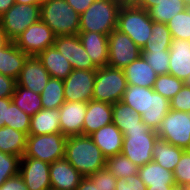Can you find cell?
<instances>
[{
	"instance_id": "cell-23",
	"label": "cell",
	"mask_w": 190,
	"mask_h": 190,
	"mask_svg": "<svg viewBox=\"0 0 190 190\" xmlns=\"http://www.w3.org/2000/svg\"><path fill=\"white\" fill-rule=\"evenodd\" d=\"M127 84L153 88L157 74L141 55L124 69Z\"/></svg>"
},
{
	"instance_id": "cell-53",
	"label": "cell",
	"mask_w": 190,
	"mask_h": 190,
	"mask_svg": "<svg viewBox=\"0 0 190 190\" xmlns=\"http://www.w3.org/2000/svg\"><path fill=\"white\" fill-rule=\"evenodd\" d=\"M9 42L10 40L7 38L5 32L0 26V50L3 49Z\"/></svg>"
},
{
	"instance_id": "cell-45",
	"label": "cell",
	"mask_w": 190,
	"mask_h": 190,
	"mask_svg": "<svg viewBox=\"0 0 190 190\" xmlns=\"http://www.w3.org/2000/svg\"><path fill=\"white\" fill-rule=\"evenodd\" d=\"M115 190H147V187L139 174H134L126 178H118Z\"/></svg>"
},
{
	"instance_id": "cell-56",
	"label": "cell",
	"mask_w": 190,
	"mask_h": 190,
	"mask_svg": "<svg viewBox=\"0 0 190 190\" xmlns=\"http://www.w3.org/2000/svg\"><path fill=\"white\" fill-rule=\"evenodd\" d=\"M122 5H133L136 4L139 0H118Z\"/></svg>"
},
{
	"instance_id": "cell-32",
	"label": "cell",
	"mask_w": 190,
	"mask_h": 190,
	"mask_svg": "<svg viewBox=\"0 0 190 190\" xmlns=\"http://www.w3.org/2000/svg\"><path fill=\"white\" fill-rule=\"evenodd\" d=\"M186 8L185 0H163L147 11L153 22L167 23L177 13L186 10Z\"/></svg>"
},
{
	"instance_id": "cell-42",
	"label": "cell",
	"mask_w": 190,
	"mask_h": 190,
	"mask_svg": "<svg viewBox=\"0 0 190 190\" xmlns=\"http://www.w3.org/2000/svg\"><path fill=\"white\" fill-rule=\"evenodd\" d=\"M176 185L188 186L190 184V152L184 150L173 172Z\"/></svg>"
},
{
	"instance_id": "cell-36",
	"label": "cell",
	"mask_w": 190,
	"mask_h": 190,
	"mask_svg": "<svg viewBox=\"0 0 190 190\" xmlns=\"http://www.w3.org/2000/svg\"><path fill=\"white\" fill-rule=\"evenodd\" d=\"M141 53L157 75L169 74V49H141Z\"/></svg>"
},
{
	"instance_id": "cell-34",
	"label": "cell",
	"mask_w": 190,
	"mask_h": 190,
	"mask_svg": "<svg viewBox=\"0 0 190 190\" xmlns=\"http://www.w3.org/2000/svg\"><path fill=\"white\" fill-rule=\"evenodd\" d=\"M121 101L134 109L137 114L142 115L148 111L149 87L144 88L127 84Z\"/></svg>"
},
{
	"instance_id": "cell-55",
	"label": "cell",
	"mask_w": 190,
	"mask_h": 190,
	"mask_svg": "<svg viewBox=\"0 0 190 190\" xmlns=\"http://www.w3.org/2000/svg\"><path fill=\"white\" fill-rule=\"evenodd\" d=\"M15 3L25 4V5H40L41 0H15Z\"/></svg>"
},
{
	"instance_id": "cell-40",
	"label": "cell",
	"mask_w": 190,
	"mask_h": 190,
	"mask_svg": "<svg viewBox=\"0 0 190 190\" xmlns=\"http://www.w3.org/2000/svg\"><path fill=\"white\" fill-rule=\"evenodd\" d=\"M31 116L19 109L13 102L9 104L5 126L29 135Z\"/></svg>"
},
{
	"instance_id": "cell-11",
	"label": "cell",
	"mask_w": 190,
	"mask_h": 190,
	"mask_svg": "<svg viewBox=\"0 0 190 190\" xmlns=\"http://www.w3.org/2000/svg\"><path fill=\"white\" fill-rule=\"evenodd\" d=\"M55 38L53 31L40 19L19 35L14 43L28 56H38L54 44Z\"/></svg>"
},
{
	"instance_id": "cell-44",
	"label": "cell",
	"mask_w": 190,
	"mask_h": 190,
	"mask_svg": "<svg viewBox=\"0 0 190 190\" xmlns=\"http://www.w3.org/2000/svg\"><path fill=\"white\" fill-rule=\"evenodd\" d=\"M170 109L182 112H190V87L184 86L170 100Z\"/></svg>"
},
{
	"instance_id": "cell-43",
	"label": "cell",
	"mask_w": 190,
	"mask_h": 190,
	"mask_svg": "<svg viewBox=\"0 0 190 190\" xmlns=\"http://www.w3.org/2000/svg\"><path fill=\"white\" fill-rule=\"evenodd\" d=\"M101 190H115L117 178L107 169L97 171L88 176Z\"/></svg>"
},
{
	"instance_id": "cell-13",
	"label": "cell",
	"mask_w": 190,
	"mask_h": 190,
	"mask_svg": "<svg viewBox=\"0 0 190 190\" xmlns=\"http://www.w3.org/2000/svg\"><path fill=\"white\" fill-rule=\"evenodd\" d=\"M54 47L70 62L73 69L97 70L78 35L57 36Z\"/></svg>"
},
{
	"instance_id": "cell-50",
	"label": "cell",
	"mask_w": 190,
	"mask_h": 190,
	"mask_svg": "<svg viewBox=\"0 0 190 190\" xmlns=\"http://www.w3.org/2000/svg\"><path fill=\"white\" fill-rule=\"evenodd\" d=\"M75 190H101L98 185H95L93 181L87 176L83 177L80 184Z\"/></svg>"
},
{
	"instance_id": "cell-17",
	"label": "cell",
	"mask_w": 190,
	"mask_h": 190,
	"mask_svg": "<svg viewBox=\"0 0 190 190\" xmlns=\"http://www.w3.org/2000/svg\"><path fill=\"white\" fill-rule=\"evenodd\" d=\"M51 190H75L84 177L65 158L50 164Z\"/></svg>"
},
{
	"instance_id": "cell-48",
	"label": "cell",
	"mask_w": 190,
	"mask_h": 190,
	"mask_svg": "<svg viewBox=\"0 0 190 190\" xmlns=\"http://www.w3.org/2000/svg\"><path fill=\"white\" fill-rule=\"evenodd\" d=\"M95 0H66V2L81 15Z\"/></svg>"
},
{
	"instance_id": "cell-47",
	"label": "cell",
	"mask_w": 190,
	"mask_h": 190,
	"mask_svg": "<svg viewBox=\"0 0 190 190\" xmlns=\"http://www.w3.org/2000/svg\"><path fill=\"white\" fill-rule=\"evenodd\" d=\"M0 190H28L23 178L18 174L7 179L1 186Z\"/></svg>"
},
{
	"instance_id": "cell-3",
	"label": "cell",
	"mask_w": 190,
	"mask_h": 190,
	"mask_svg": "<svg viewBox=\"0 0 190 190\" xmlns=\"http://www.w3.org/2000/svg\"><path fill=\"white\" fill-rule=\"evenodd\" d=\"M121 6L118 0H95L80 15L79 32H98L109 35L117 28L118 12Z\"/></svg>"
},
{
	"instance_id": "cell-22",
	"label": "cell",
	"mask_w": 190,
	"mask_h": 190,
	"mask_svg": "<svg viewBox=\"0 0 190 190\" xmlns=\"http://www.w3.org/2000/svg\"><path fill=\"white\" fill-rule=\"evenodd\" d=\"M28 57L13 41H10L0 50V73L17 80Z\"/></svg>"
},
{
	"instance_id": "cell-6",
	"label": "cell",
	"mask_w": 190,
	"mask_h": 190,
	"mask_svg": "<svg viewBox=\"0 0 190 190\" xmlns=\"http://www.w3.org/2000/svg\"><path fill=\"white\" fill-rule=\"evenodd\" d=\"M127 88V81L123 69L110 66L96 70L92 100L114 104L122 100Z\"/></svg>"
},
{
	"instance_id": "cell-60",
	"label": "cell",
	"mask_w": 190,
	"mask_h": 190,
	"mask_svg": "<svg viewBox=\"0 0 190 190\" xmlns=\"http://www.w3.org/2000/svg\"><path fill=\"white\" fill-rule=\"evenodd\" d=\"M186 9L188 10V12L190 13V5H186Z\"/></svg>"
},
{
	"instance_id": "cell-59",
	"label": "cell",
	"mask_w": 190,
	"mask_h": 190,
	"mask_svg": "<svg viewBox=\"0 0 190 190\" xmlns=\"http://www.w3.org/2000/svg\"><path fill=\"white\" fill-rule=\"evenodd\" d=\"M186 5H190V0H185Z\"/></svg>"
},
{
	"instance_id": "cell-52",
	"label": "cell",
	"mask_w": 190,
	"mask_h": 190,
	"mask_svg": "<svg viewBox=\"0 0 190 190\" xmlns=\"http://www.w3.org/2000/svg\"><path fill=\"white\" fill-rule=\"evenodd\" d=\"M15 4V0H0V17Z\"/></svg>"
},
{
	"instance_id": "cell-24",
	"label": "cell",
	"mask_w": 190,
	"mask_h": 190,
	"mask_svg": "<svg viewBox=\"0 0 190 190\" xmlns=\"http://www.w3.org/2000/svg\"><path fill=\"white\" fill-rule=\"evenodd\" d=\"M169 111L170 101L149 87L148 111L141 115L142 121L151 130L157 131Z\"/></svg>"
},
{
	"instance_id": "cell-57",
	"label": "cell",
	"mask_w": 190,
	"mask_h": 190,
	"mask_svg": "<svg viewBox=\"0 0 190 190\" xmlns=\"http://www.w3.org/2000/svg\"><path fill=\"white\" fill-rule=\"evenodd\" d=\"M174 190H187V186L175 185Z\"/></svg>"
},
{
	"instance_id": "cell-19",
	"label": "cell",
	"mask_w": 190,
	"mask_h": 190,
	"mask_svg": "<svg viewBox=\"0 0 190 190\" xmlns=\"http://www.w3.org/2000/svg\"><path fill=\"white\" fill-rule=\"evenodd\" d=\"M89 136L106 159L121 154L124 135L115 124L103 126Z\"/></svg>"
},
{
	"instance_id": "cell-4",
	"label": "cell",
	"mask_w": 190,
	"mask_h": 190,
	"mask_svg": "<svg viewBox=\"0 0 190 190\" xmlns=\"http://www.w3.org/2000/svg\"><path fill=\"white\" fill-rule=\"evenodd\" d=\"M153 20L148 11L133 5H122L118 12L117 28L127 34L132 41L143 48L152 33Z\"/></svg>"
},
{
	"instance_id": "cell-26",
	"label": "cell",
	"mask_w": 190,
	"mask_h": 190,
	"mask_svg": "<svg viewBox=\"0 0 190 190\" xmlns=\"http://www.w3.org/2000/svg\"><path fill=\"white\" fill-rule=\"evenodd\" d=\"M61 133L59 109H41L31 117L29 135Z\"/></svg>"
},
{
	"instance_id": "cell-25",
	"label": "cell",
	"mask_w": 190,
	"mask_h": 190,
	"mask_svg": "<svg viewBox=\"0 0 190 190\" xmlns=\"http://www.w3.org/2000/svg\"><path fill=\"white\" fill-rule=\"evenodd\" d=\"M37 57L53 78L64 80L73 70L68 59L54 45L42 51Z\"/></svg>"
},
{
	"instance_id": "cell-49",
	"label": "cell",
	"mask_w": 190,
	"mask_h": 190,
	"mask_svg": "<svg viewBox=\"0 0 190 190\" xmlns=\"http://www.w3.org/2000/svg\"><path fill=\"white\" fill-rule=\"evenodd\" d=\"M11 102V98H0V128L5 126V121H7L8 115V107Z\"/></svg>"
},
{
	"instance_id": "cell-21",
	"label": "cell",
	"mask_w": 190,
	"mask_h": 190,
	"mask_svg": "<svg viewBox=\"0 0 190 190\" xmlns=\"http://www.w3.org/2000/svg\"><path fill=\"white\" fill-rule=\"evenodd\" d=\"M78 36L93 63L98 68L107 66L108 35L98 32H79Z\"/></svg>"
},
{
	"instance_id": "cell-58",
	"label": "cell",
	"mask_w": 190,
	"mask_h": 190,
	"mask_svg": "<svg viewBox=\"0 0 190 190\" xmlns=\"http://www.w3.org/2000/svg\"><path fill=\"white\" fill-rule=\"evenodd\" d=\"M184 84L190 87V76L184 81Z\"/></svg>"
},
{
	"instance_id": "cell-54",
	"label": "cell",
	"mask_w": 190,
	"mask_h": 190,
	"mask_svg": "<svg viewBox=\"0 0 190 190\" xmlns=\"http://www.w3.org/2000/svg\"><path fill=\"white\" fill-rule=\"evenodd\" d=\"M175 185L148 186L147 190H174Z\"/></svg>"
},
{
	"instance_id": "cell-16",
	"label": "cell",
	"mask_w": 190,
	"mask_h": 190,
	"mask_svg": "<svg viewBox=\"0 0 190 190\" xmlns=\"http://www.w3.org/2000/svg\"><path fill=\"white\" fill-rule=\"evenodd\" d=\"M87 102H64L59 108L61 133L66 137L82 135Z\"/></svg>"
},
{
	"instance_id": "cell-46",
	"label": "cell",
	"mask_w": 190,
	"mask_h": 190,
	"mask_svg": "<svg viewBox=\"0 0 190 190\" xmlns=\"http://www.w3.org/2000/svg\"><path fill=\"white\" fill-rule=\"evenodd\" d=\"M16 84L15 79L0 73V98H11Z\"/></svg>"
},
{
	"instance_id": "cell-37",
	"label": "cell",
	"mask_w": 190,
	"mask_h": 190,
	"mask_svg": "<svg viewBox=\"0 0 190 190\" xmlns=\"http://www.w3.org/2000/svg\"><path fill=\"white\" fill-rule=\"evenodd\" d=\"M152 33L142 49H169L172 36L166 23L153 22Z\"/></svg>"
},
{
	"instance_id": "cell-10",
	"label": "cell",
	"mask_w": 190,
	"mask_h": 190,
	"mask_svg": "<svg viewBox=\"0 0 190 190\" xmlns=\"http://www.w3.org/2000/svg\"><path fill=\"white\" fill-rule=\"evenodd\" d=\"M141 55V48L127 34L120 32L118 29H114L109 33L108 66L124 69Z\"/></svg>"
},
{
	"instance_id": "cell-5",
	"label": "cell",
	"mask_w": 190,
	"mask_h": 190,
	"mask_svg": "<svg viewBox=\"0 0 190 190\" xmlns=\"http://www.w3.org/2000/svg\"><path fill=\"white\" fill-rule=\"evenodd\" d=\"M121 154L141 167L153 161V146L158 139L157 131L145 123L141 128L128 129L124 134Z\"/></svg>"
},
{
	"instance_id": "cell-29",
	"label": "cell",
	"mask_w": 190,
	"mask_h": 190,
	"mask_svg": "<svg viewBox=\"0 0 190 190\" xmlns=\"http://www.w3.org/2000/svg\"><path fill=\"white\" fill-rule=\"evenodd\" d=\"M138 174L146 187L176 185L173 172L163 168L154 161L139 167Z\"/></svg>"
},
{
	"instance_id": "cell-12",
	"label": "cell",
	"mask_w": 190,
	"mask_h": 190,
	"mask_svg": "<svg viewBox=\"0 0 190 190\" xmlns=\"http://www.w3.org/2000/svg\"><path fill=\"white\" fill-rule=\"evenodd\" d=\"M96 70L73 69L63 80L66 102H89L92 100Z\"/></svg>"
},
{
	"instance_id": "cell-31",
	"label": "cell",
	"mask_w": 190,
	"mask_h": 190,
	"mask_svg": "<svg viewBox=\"0 0 190 190\" xmlns=\"http://www.w3.org/2000/svg\"><path fill=\"white\" fill-rule=\"evenodd\" d=\"M11 100L19 109L31 117L43 109L40 94L21 86L15 87Z\"/></svg>"
},
{
	"instance_id": "cell-7",
	"label": "cell",
	"mask_w": 190,
	"mask_h": 190,
	"mask_svg": "<svg viewBox=\"0 0 190 190\" xmlns=\"http://www.w3.org/2000/svg\"><path fill=\"white\" fill-rule=\"evenodd\" d=\"M67 137L62 133L28 135L24 157L39 159L48 164L65 157Z\"/></svg>"
},
{
	"instance_id": "cell-61",
	"label": "cell",
	"mask_w": 190,
	"mask_h": 190,
	"mask_svg": "<svg viewBox=\"0 0 190 190\" xmlns=\"http://www.w3.org/2000/svg\"><path fill=\"white\" fill-rule=\"evenodd\" d=\"M187 190H190V184H188V186H187Z\"/></svg>"
},
{
	"instance_id": "cell-14",
	"label": "cell",
	"mask_w": 190,
	"mask_h": 190,
	"mask_svg": "<svg viewBox=\"0 0 190 190\" xmlns=\"http://www.w3.org/2000/svg\"><path fill=\"white\" fill-rule=\"evenodd\" d=\"M50 164L31 157H21L19 175L28 190H51Z\"/></svg>"
},
{
	"instance_id": "cell-18",
	"label": "cell",
	"mask_w": 190,
	"mask_h": 190,
	"mask_svg": "<svg viewBox=\"0 0 190 190\" xmlns=\"http://www.w3.org/2000/svg\"><path fill=\"white\" fill-rule=\"evenodd\" d=\"M169 74L185 81L190 76V40L172 39Z\"/></svg>"
},
{
	"instance_id": "cell-15",
	"label": "cell",
	"mask_w": 190,
	"mask_h": 190,
	"mask_svg": "<svg viewBox=\"0 0 190 190\" xmlns=\"http://www.w3.org/2000/svg\"><path fill=\"white\" fill-rule=\"evenodd\" d=\"M50 75L37 56H29L16 80V86L41 94Z\"/></svg>"
},
{
	"instance_id": "cell-8",
	"label": "cell",
	"mask_w": 190,
	"mask_h": 190,
	"mask_svg": "<svg viewBox=\"0 0 190 190\" xmlns=\"http://www.w3.org/2000/svg\"><path fill=\"white\" fill-rule=\"evenodd\" d=\"M40 20V5L15 3L0 17V26L10 41H15L30 25Z\"/></svg>"
},
{
	"instance_id": "cell-41",
	"label": "cell",
	"mask_w": 190,
	"mask_h": 190,
	"mask_svg": "<svg viewBox=\"0 0 190 190\" xmlns=\"http://www.w3.org/2000/svg\"><path fill=\"white\" fill-rule=\"evenodd\" d=\"M20 157L0 151V186L19 174Z\"/></svg>"
},
{
	"instance_id": "cell-51",
	"label": "cell",
	"mask_w": 190,
	"mask_h": 190,
	"mask_svg": "<svg viewBox=\"0 0 190 190\" xmlns=\"http://www.w3.org/2000/svg\"><path fill=\"white\" fill-rule=\"evenodd\" d=\"M160 1L163 0H139L135 5L147 11L151 7L157 5Z\"/></svg>"
},
{
	"instance_id": "cell-2",
	"label": "cell",
	"mask_w": 190,
	"mask_h": 190,
	"mask_svg": "<svg viewBox=\"0 0 190 190\" xmlns=\"http://www.w3.org/2000/svg\"><path fill=\"white\" fill-rule=\"evenodd\" d=\"M40 19L56 37L79 33L80 15L66 0H41Z\"/></svg>"
},
{
	"instance_id": "cell-9",
	"label": "cell",
	"mask_w": 190,
	"mask_h": 190,
	"mask_svg": "<svg viewBox=\"0 0 190 190\" xmlns=\"http://www.w3.org/2000/svg\"><path fill=\"white\" fill-rule=\"evenodd\" d=\"M158 138L187 150L190 146V112L171 110L157 130Z\"/></svg>"
},
{
	"instance_id": "cell-33",
	"label": "cell",
	"mask_w": 190,
	"mask_h": 190,
	"mask_svg": "<svg viewBox=\"0 0 190 190\" xmlns=\"http://www.w3.org/2000/svg\"><path fill=\"white\" fill-rule=\"evenodd\" d=\"M40 97L44 109H59L65 102L63 80L50 77Z\"/></svg>"
},
{
	"instance_id": "cell-30",
	"label": "cell",
	"mask_w": 190,
	"mask_h": 190,
	"mask_svg": "<svg viewBox=\"0 0 190 190\" xmlns=\"http://www.w3.org/2000/svg\"><path fill=\"white\" fill-rule=\"evenodd\" d=\"M27 135L11 127L0 128V151L20 158L24 156Z\"/></svg>"
},
{
	"instance_id": "cell-20",
	"label": "cell",
	"mask_w": 190,
	"mask_h": 190,
	"mask_svg": "<svg viewBox=\"0 0 190 190\" xmlns=\"http://www.w3.org/2000/svg\"><path fill=\"white\" fill-rule=\"evenodd\" d=\"M112 123V104L90 100L87 103V110L82 128V135H90L103 126Z\"/></svg>"
},
{
	"instance_id": "cell-38",
	"label": "cell",
	"mask_w": 190,
	"mask_h": 190,
	"mask_svg": "<svg viewBox=\"0 0 190 190\" xmlns=\"http://www.w3.org/2000/svg\"><path fill=\"white\" fill-rule=\"evenodd\" d=\"M184 81L170 74L157 75L153 89L169 101L181 90Z\"/></svg>"
},
{
	"instance_id": "cell-28",
	"label": "cell",
	"mask_w": 190,
	"mask_h": 190,
	"mask_svg": "<svg viewBox=\"0 0 190 190\" xmlns=\"http://www.w3.org/2000/svg\"><path fill=\"white\" fill-rule=\"evenodd\" d=\"M112 123L124 134L128 129L141 128L144 124L141 115L134 109L118 101L112 104Z\"/></svg>"
},
{
	"instance_id": "cell-1",
	"label": "cell",
	"mask_w": 190,
	"mask_h": 190,
	"mask_svg": "<svg viewBox=\"0 0 190 190\" xmlns=\"http://www.w3.org/2000/svg\"><path fill=\"white\" fill-rule=\"evenodd\" d=\"M64 158L84 177L106 168V158L89 135L67 137Z\"/></svg>"
},
{
	"instance_id": "cell-35",
	"label": "cell",
	"mask_w": 190,
	"mask_h": 190,
	"mask_svg": "<svg viewBox=\"0 0 190 190\" xmlns=\"http://www.w3.org/2000/svg\"><path fill=\"white\" fill-rule=\"evenodd\" d=\"M106 168L118 179L138 174L139 167L122 154L106 159Z\"/></svg>"
},
{
	"instance_id": "cell-39",
	"label": "cell",
	"mask_w": 190,
	"mask_h": 190,
	"mask_svg": "<svg viewBox=\"0 0 190 190\" xmlns=\"http://www.w3.org/2000/svg\"><path fill=\"white\" fill-rule=\"evenodd\" d=\"M166 24L172 39L190 40V13L187 9L177 13Z\"/></svg>"
},
{
	"instance_id": "cell-27",
	"label": "cell",
	"mask_w": 190,
	"mask_h": 190,
	"mask_svg": "<svg viewBox=\"0 0 190 190\" xmlns=\"http://www.w3.org/2000/svg\"><path fill=\"white\" fill-rule=\"evenodd\" d=\"M184 149L158 138L153 146V161L163 168L174 172Z\"/></svg>"
}]
</instances>
